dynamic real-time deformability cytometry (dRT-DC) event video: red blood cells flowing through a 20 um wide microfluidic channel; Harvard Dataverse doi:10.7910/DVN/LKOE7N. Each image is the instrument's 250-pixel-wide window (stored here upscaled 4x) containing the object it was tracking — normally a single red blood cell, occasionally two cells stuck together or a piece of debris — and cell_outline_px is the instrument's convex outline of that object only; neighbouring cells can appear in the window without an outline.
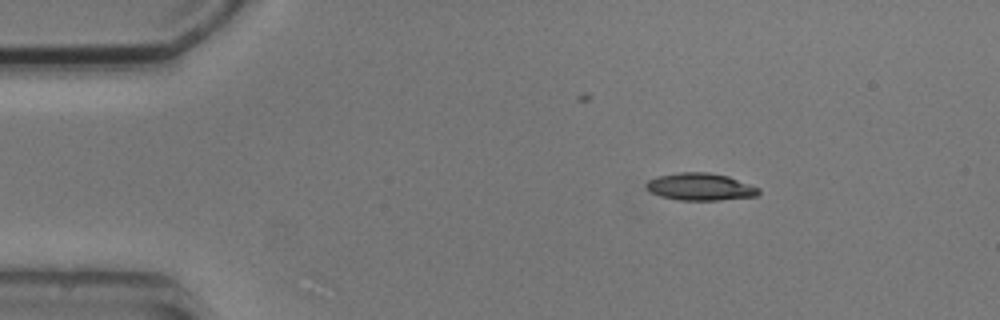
{"species": "common noctule bat (a hibernating species)", "species_latin": "Nyctalus noctula", "temperature_condition": "cold", "stored_images_in_passage": 4, "camera_frame_rate_fps": 3000, "um_per_image_px": 0.085, "animal": {"sex": "male", "body_mass_g": 20.5, "forearm_length_mm": 52.5}, "frame": {"image": 1, "passage_image": 1, "time_ms": 0.0, "image_size_px": [1000, 320], "cell_outline_px": [[760, 192], [756, 196], [720, 200], [680, 200], [660, 196], [648, 192], [644, 188], [644, 184], [648, 180], [656, 176], [680, 172], [708, 172], [728, 176], [760, 188]], "centroid_in_image_um": [59.47, 15.87], "position_along_channel_um": 25.5, "area_um2": 18.09}}
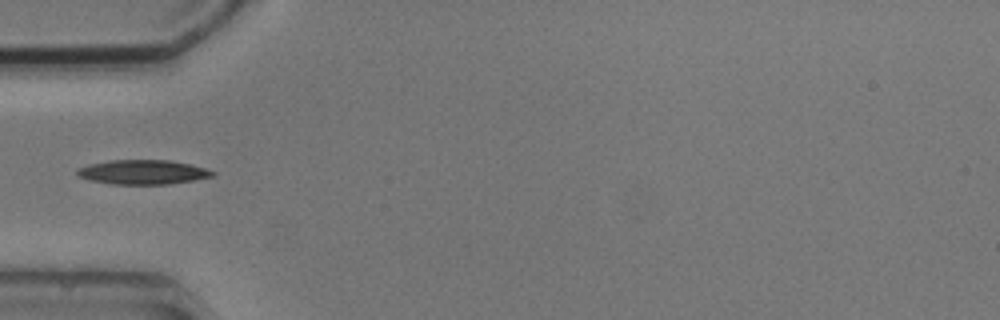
{"frame": {"image": 2, "passage_image": 3, "time_ms": 3.0, "image_size_px": [1000, 320], "cell_outline_px": [[216, 176], [168, 184], [112, 184], [88, 180], [76, 176], [76, 168], [88, 164], [108, 160], [172, 160], [204, 168], [216, 172]], "centroid_in_image_um": [12.08, 14.62], "position_along_channel_um": 72.9, "area_um2": 19.42}}